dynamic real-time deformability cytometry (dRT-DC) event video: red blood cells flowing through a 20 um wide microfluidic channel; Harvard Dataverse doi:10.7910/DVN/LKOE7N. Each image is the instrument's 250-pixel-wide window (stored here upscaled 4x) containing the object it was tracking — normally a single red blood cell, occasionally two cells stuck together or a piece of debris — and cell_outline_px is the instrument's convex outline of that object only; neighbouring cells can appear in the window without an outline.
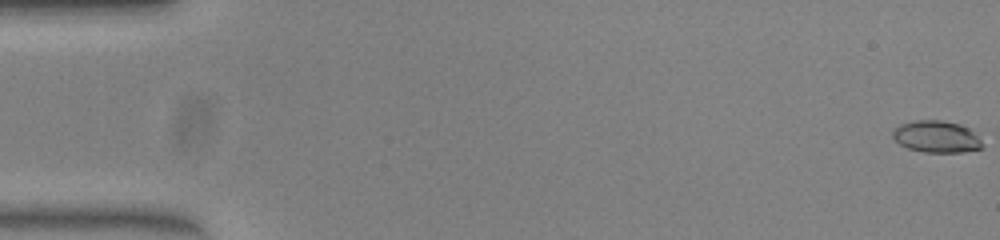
{"species": "common noctule bat (a hibernating species)", "species_latin": "Nyctalus noctula", "temperature_condition": "warm", "stored_images_in_passage": 52, "camera_frame_rate_fps": 3000, "um_per_image_px": 0.085, "animal": {"sex": "female", "body_mass_g": 23.0, "forearm_length_mm": 53.4}, "frame": {"image": 1, "passage_image": 1, "time_ms": 0.0, "image_size_px": [1000, 240], "cell_outline_px": [[984, 148], [964, 152], [924, 152], [908, 148], [900, 144], [892, 136], [892, 132], [900, 124], [912, 120], [940, 120], [960, 124], [972, 128], [984, 144]], "centroid_in_image_um": [79.66, 11.61], "position_along_channel_um": 5.3, "area_um2": 16.88}}
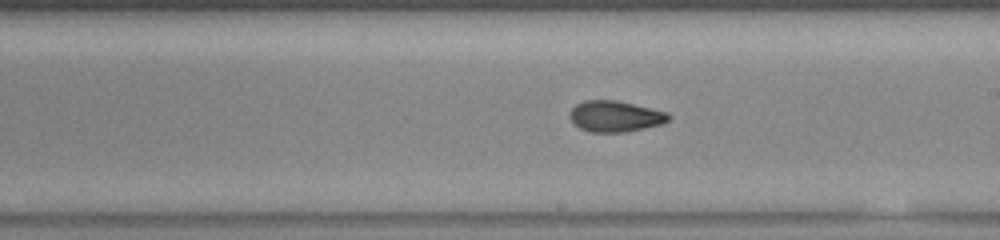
{"frame": {"image": 2, "passage_image": 30, "time_ms": 9.667, "image_size_px": [1000, 240], "cell_outline_px": [[672, 116], [664, 124], [624, 132], [592, 132], [580, 128], [568, 116], [572, 108], [576, 104], [584, 100], [616, 100], [668, 112]], "centroid_in_image_um": [52.31, 9.88], "position_along_channel_um": 236.7, "area_um2": 17.86}}
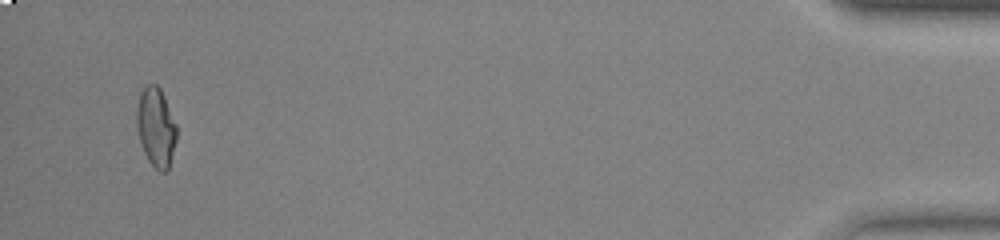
{"frame": {"image": 3, "passage_image": 50, "time_ms": 16.333, "image_size_px": [1000, 240], "cell_outline_px": [[176, 140], [168, 168], [164, 172], [160, 172], [148, 160], [144, 152], [136, 128], [136, 112], [140, 92], [148, 84], [156, 84], [160, 88], [164, 96], [176, 124]], "centroid_in_image_um": [13.24, 10.79], "position_along_channel_um": 422.0, "area_um2": 18.21}, "authors_computed_cell_mechanics": {"area_um2": 17.8891, "velocity_mm_per_s": 4.0387, "shape_relaxation_time_tau1_ms": null, "shape_relaxation_time_tau2_ms": 1.9623, "deformation_change_tau1": null, "deformation_change_tau2": 0.0813}}